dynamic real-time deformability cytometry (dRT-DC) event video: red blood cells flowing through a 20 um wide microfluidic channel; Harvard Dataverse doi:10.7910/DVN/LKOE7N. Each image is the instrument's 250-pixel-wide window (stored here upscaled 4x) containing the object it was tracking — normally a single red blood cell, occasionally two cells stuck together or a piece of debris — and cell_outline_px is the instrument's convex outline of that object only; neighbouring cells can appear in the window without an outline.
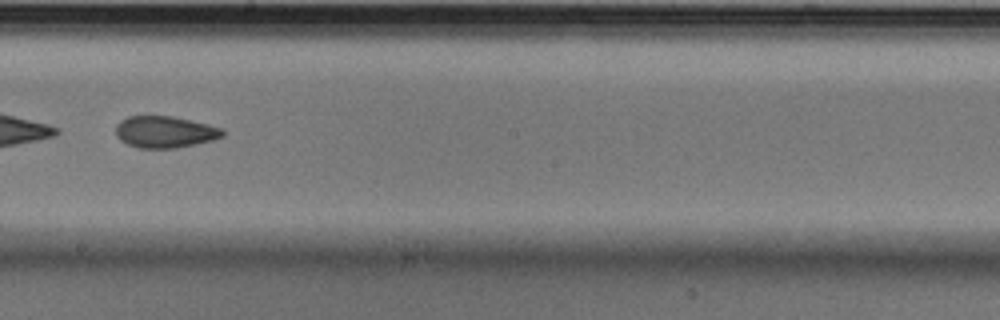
{"species": "Egyptian fruit bat (a non-hibernating species)", "species_latin": "Rousettus aegyptiacus", "temperature_condition": "cold", "stored_images_in_passage": 49, "segment_of_instrument_passage": [2, 2], "camera_frame_rate_fps": 3000, "um_per_image_px": 0.085, "animal": {"sex": "male"}, "frame": {"image": 1, "passage_image": 26, "time_ms": 8.333, "image_size_px": [1000, 320], "cell_outline_px": [[224, 136], [212, 140], [196, 144], [176, 148], [140, 148], [128, 144], [120, 140], [116, 136], [116, 124], [120, 120], [128, 116], [172, 116], [208, 124], [224, 128]], "centroid_in_image_um": [14.02, 11.21], "position_along_channel_um": 234.2, "area_um2": 19.83}}